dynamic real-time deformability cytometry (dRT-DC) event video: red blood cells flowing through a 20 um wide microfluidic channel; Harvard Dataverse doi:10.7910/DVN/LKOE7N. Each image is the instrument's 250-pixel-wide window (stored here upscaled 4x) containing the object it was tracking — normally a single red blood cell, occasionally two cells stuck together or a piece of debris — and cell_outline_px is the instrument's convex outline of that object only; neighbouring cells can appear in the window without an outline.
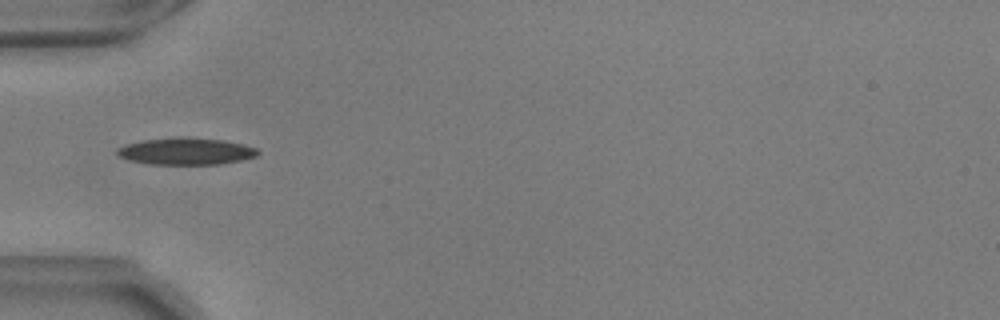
{"species": "common noctule bat (a hibernating species)", "species_latin": "Nyctalus noctula", "temperature_condition": "warm", "stored_images_in_passage": 35, "camera_frame_rate_fps": 3000, "um_per_image_px": 0.085, "animal": {"sex": "male", "body_mass_g": 17.9, "forearm_length_mm": 54.2}, "frame": {"image": 1, "passage_image": 1, "time_ms": 0.0, "image_size_px": [1000, 320], "cell_outline_px": [[260, 152], [256, 156], [240, 160], [220, 164], [148, 164], [128, 160], [120, 156], [116, 152], [116, 148], [128, 144], [144, 140], [180, 136], [188, 136], [224, 140], [244, 144], [256, 148]], "centroid_in_image_um": [15.82, 12.84], "position_along_channel_um": 69.2, "area_um2": 22.2}}
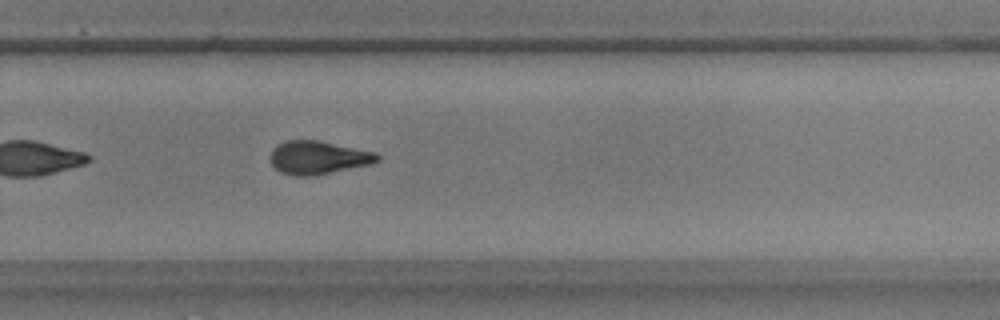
{"frame": {"image": 2, "passage_image": 20, "time_ms": 6.333, "image_size_px": [1000, 320], "cell_outline_px": [[380, 160], [372, 164], [312, 176], [292, 176], [280, 172], [272, 164], [268, 156], [272, 148], [276, 144], [284, 140], [316, 140], [376, 152], [380, 156]], "centroid_in_image_um": [27.0, 13.39], "position_along_channel_um": 302.8, "area_um2": 20.98}, "authors_computed_cell_mechanics": {"area_um2": 20.5768, "velocity_mm_per_s": 3.6892, "shape_relaxation_time_tau1_ms": 6.5386, "shape_relaxation_time_tau2_ms": 2.8318, "deformation_change_tau1": 0.2324, "deformation_change_tau2": 0.1086}}